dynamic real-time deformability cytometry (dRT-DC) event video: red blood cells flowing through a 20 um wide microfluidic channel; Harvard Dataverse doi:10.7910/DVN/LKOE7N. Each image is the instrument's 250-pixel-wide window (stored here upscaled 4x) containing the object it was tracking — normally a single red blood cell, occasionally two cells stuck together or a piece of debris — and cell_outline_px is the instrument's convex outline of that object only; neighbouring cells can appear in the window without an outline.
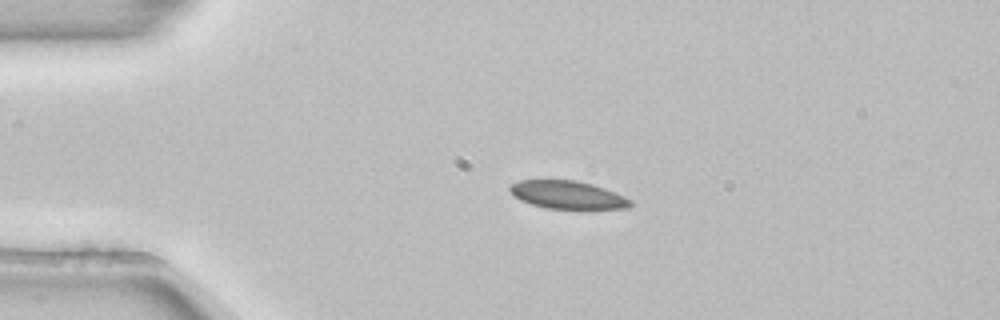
{"species": "common noctule bat (a hibernating species)", "species_latin": "Nyctalus noctula", "temperature_condition": "room temperature", "stored_images_in_passage": 3, "camera_frame_rate_fps": 3000, "um_per_image_px": 0.085, "animal": {"sex": "female", "body_mass_g": 22.7, "forearm_length_mm": 54.2}, "frame": {"image": 1, "passage_image": 3, "time_ms": 0.667, "image_size_px": [1000, 320], "cell_outline_px": [[632, 204], [628, 208], [544, 208], [520, 200], [508, 188], [512, 184], [520, 180], [576, 180], [592, 184], [616, 192], [632, 200]], "centroid_in_image_um": [48.26, 16.55], "position_along_channel_um": 36.7, "area_um2": 19.36}}